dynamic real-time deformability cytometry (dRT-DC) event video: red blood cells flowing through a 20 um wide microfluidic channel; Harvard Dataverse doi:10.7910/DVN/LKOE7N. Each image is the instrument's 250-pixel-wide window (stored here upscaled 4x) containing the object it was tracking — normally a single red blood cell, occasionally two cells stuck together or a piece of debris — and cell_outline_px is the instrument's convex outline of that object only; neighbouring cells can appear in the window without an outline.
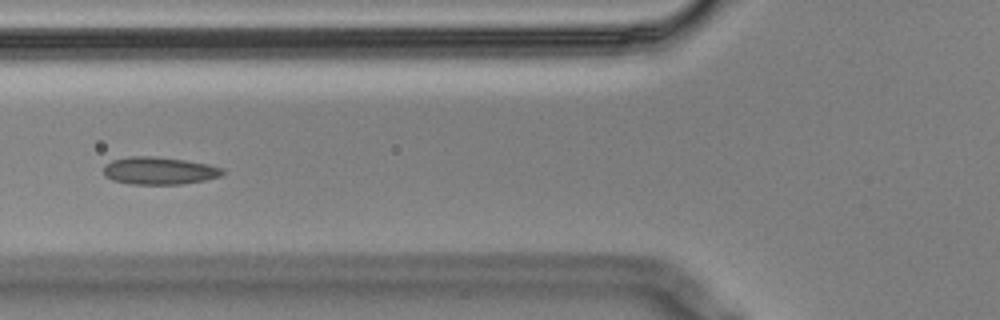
{"species": "Egyptian fruit bat (a non-hibernating species)", "species_latin": "Rousettus aegyptiacus", "temperature_condition": "cold", "stored_images_in_passage": 9, "camera_frame_rate_fps": 3000, "um_per_image_px": 0.085, "animal": {"sex": "male"}, "frame": {"image": 1, "passage_image": 6, "time_ms": 1.667, "image_size_px": [1000, 320], "cell_outline_px": [[224, 172], [220, 176], [204, 180], [180, 184], [132, 184], [112, 180], [104, 176], [104, 168], [112, 160], [128, 156], [156, 156], [184, 160], [208, 164], [224, 168]], "centroid_in_image_um": [13.53, 14.5], "position_along_channel_um": 112.3, "area_um2": 19.02}}
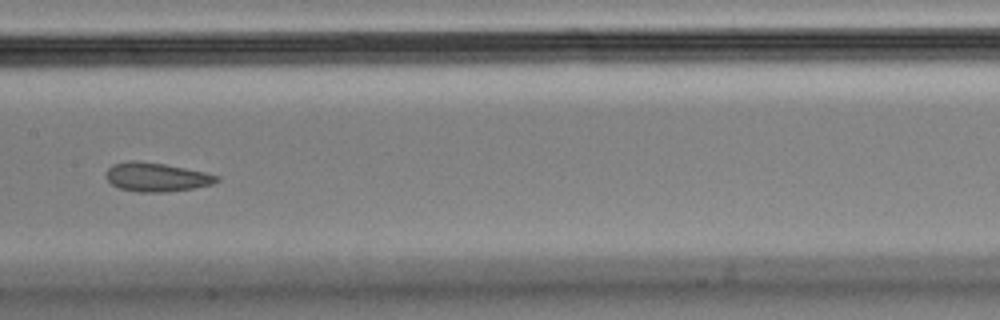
{"frame": {"image": 2, "passage_image": 8, "time_ms": 2.333, "image_size_px": [1000, 320], "cell_outline_px": [[220, 180], [212, 184], [192, 188], [168, 192], [136, 192], [120, 188], [112, 184], [108, 180], [108, 168], [112, 164], [128, 160], [136, 160], [164, 164], [204, 172], [220, 176]], "centroid_in_image_um": [13.31, 15.05], "position_along_channel_um": 194.1, "area_um2": 18.5}}
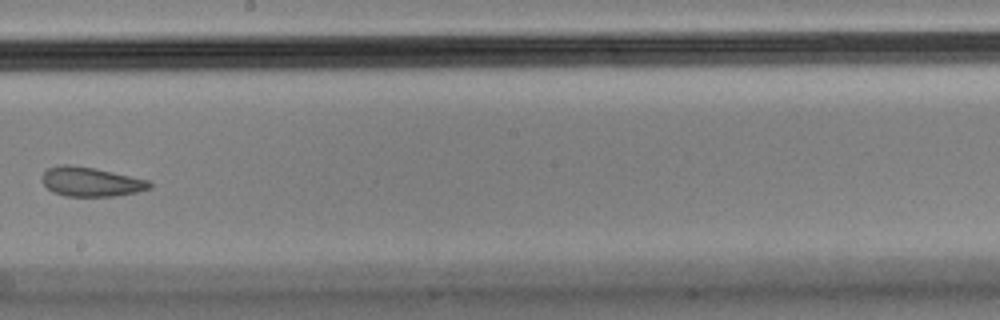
{"frame": {"image": 3, "passage_image": 9, "time_ms": 2.667, "image_size_px": [1000, 320], "cell_outline_px": [[152, 188], [136, 192], [116, 196], [64, 196], [52, 192], [40, 180], [44, 172], [48, 168], [64, 164], [68, 164], [92, 168], [152, 180]], "centroid_in_image_um": [7.75, 15.46], "position_along_channel_um": 240.5, "area_um2": 18.44}}